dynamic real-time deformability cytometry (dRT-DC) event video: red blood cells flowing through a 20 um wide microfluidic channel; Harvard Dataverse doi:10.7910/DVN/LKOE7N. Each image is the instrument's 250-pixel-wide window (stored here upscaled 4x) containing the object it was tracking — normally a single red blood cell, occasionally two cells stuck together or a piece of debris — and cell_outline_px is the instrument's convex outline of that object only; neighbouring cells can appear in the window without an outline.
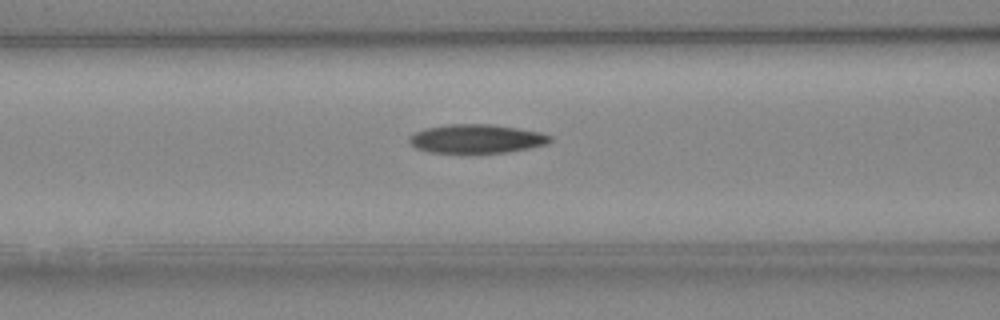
{"species": "Egyptian fruit bat (a non-hibernating species)", "species_latin": "Rousettus aegyptiacus", "temperature_condition": "cold", "stored_images_in_passage": 32, "camera_frame_rate_fps": 3000, "um_per_image_px": 0.085, "animal": {"sex": "female"}, "frame": {"image": 1, "passage_image": 8, "time_ms": 2.333, "image_size_px": [1000, 320], "cell_outline_px": [[552, 140], [544, 144], [528, 148], [504, 152], [428, 152], [416, 148], [408, 140], [416, 132], [428, 128], [448, 124], [488, 124], [516, 128], [540, 132], [552, 136]], "centroid_in_image_um": [40.51, 11.79], "position_along_channel_um": 126.1, "area_um2": 23.06}}
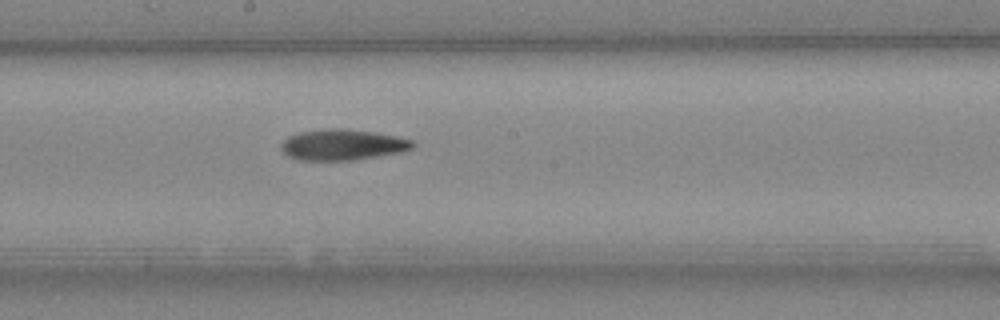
{"frame": {"image": 2, "passage_image": 15, "time_ms": 4.667, "image_size_px": [1000, 320], "cell_outline_px": [[416, 144], [412, 148], [400, 152], [352, 160], [300, 160], [288, 156], [280, 148], [280, 144], [288, 136], [300, 132], [328, 128], [340, 128], [376, 132], [396, 136], [412, 140]], "centroid_in_image_um": [29.1, 12.29], "position_along_channel_um": 219.1, "area_um2": 23.58}}
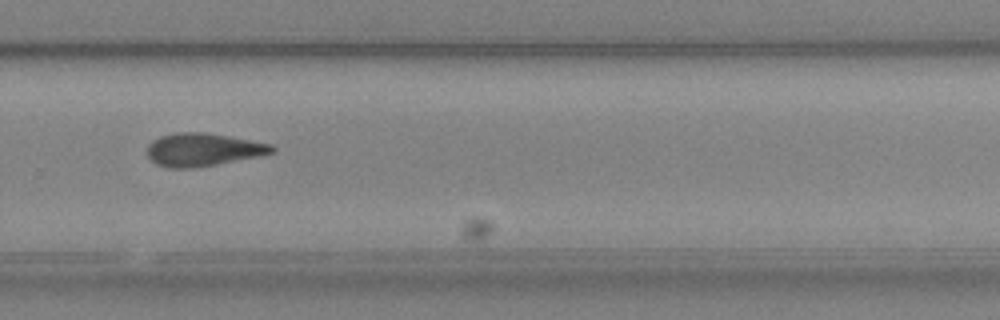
{"frame": {"image": 3, "passage_image": 22, "time_ms": 7.0, "image_size_px": [1000, 320], "cell_outline_px": [[276, 152], [260, 156], [216, 164], [192, 168], [168, 168], [156, 164], [148, 156], [148, 144], [152, 140], [160, 136], [180, 132], [204, 132], [272, 144], [276, 148]], "centroid_in_image_um": [17.26, 12.72], "position_along_channel_um": 312.5, "area_um2": 23.87}}